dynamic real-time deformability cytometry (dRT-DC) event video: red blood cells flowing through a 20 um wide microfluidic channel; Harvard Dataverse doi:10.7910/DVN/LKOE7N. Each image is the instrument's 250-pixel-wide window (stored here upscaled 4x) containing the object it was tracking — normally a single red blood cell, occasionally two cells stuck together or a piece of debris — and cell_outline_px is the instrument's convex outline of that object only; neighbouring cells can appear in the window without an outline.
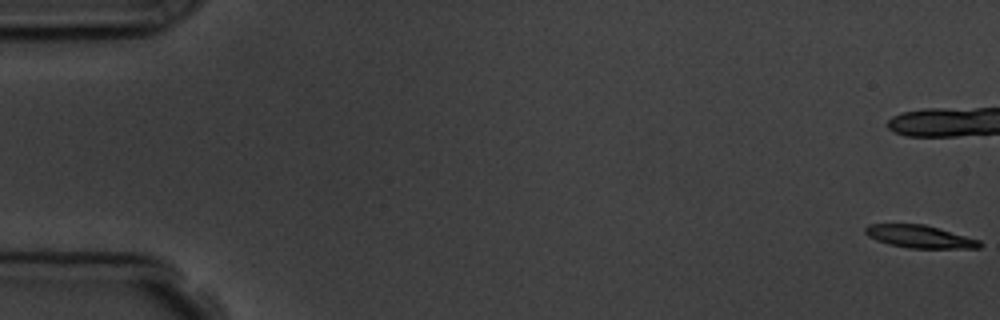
{"species": "common noctule bat (a hibernating species)", "species_latin": "Nyctalus noctula", "temperature_condition": "room temperature", "stored_images_in_passage": 7, "camera_frame_rate_fps": 3000, "um_per_image_px": 0.085, "animal": {"sex": "male", "body_mass_g": 19.5, "forearm_length_mm": 54.6}, "frame": {"image": 1, "passage_image": 1, "time_ms": 0.0, "image_size_px": [1000, 320], "cell_outline_px": [[984, 244], [980, 248], [908, 248], [888, 244], [876, 240], [868, 236], [864, 232], [864, 228], [868, 224], [924, 224], [980, 240]], "centroid_in_image_um": [78.17, 20.11], "position_along_channel_um": 6.8, "area_um2": 15.14}}